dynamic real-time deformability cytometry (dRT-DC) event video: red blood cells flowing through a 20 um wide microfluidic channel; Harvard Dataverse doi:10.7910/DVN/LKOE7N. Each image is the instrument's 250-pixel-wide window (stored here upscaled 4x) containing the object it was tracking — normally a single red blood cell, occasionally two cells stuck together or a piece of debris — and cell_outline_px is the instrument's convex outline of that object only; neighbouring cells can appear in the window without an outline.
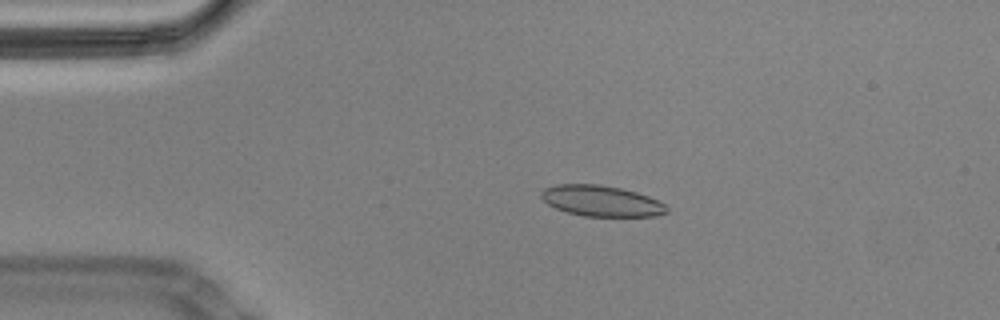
{"species": "Egyptian fruit bat (a non-hibernating species)", "species_latin": "Rousettus aegyptiacus", "temperature_condition": "cold", "stored_images_in_passage": 58, "camera_frame_rate_fps": 3000, "um_per_image_px": 0.085, "animal": {"sex": "male"}, "frame": {"image": 1, "passage_image": 12, "time_ms": 3.667, "image_size_px": [1000, 320], "cell_outline_px": [[668, 212], [656, 216], [584, 216], [568, 212], [556, 208], [548, 204], [540, 196], [540, 192], [544, 188], [556, 184], [600, 184], [620, 188], [636, 192], [648, 196], [664, 204], [668, 208]], "centroid_in_image_um": [51.1, 17.07], "position_along_channel_um": 33.9, "area_um2": 22.48}}
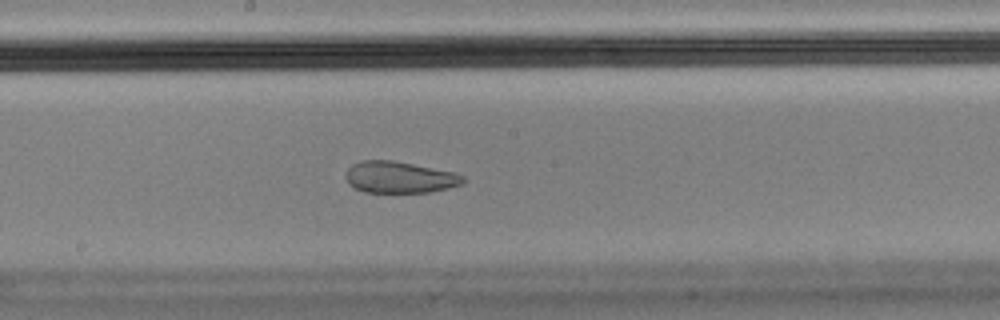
{"frame": {"image": 2, "passage_image": 31, "time_ms": 10.0, "image_size_px": [1000, 320], "cell_outline_px": [[464, 184], [448, 188], [428, 192], [364, 192], [348, 184], [344, 176], [348, 168], [352, 164], [364, 160], [392, 160], [456, 172], [464, 176]], "centroid_in_image_um": [33.96, 15.06], "position_along_channel_um": 214.2, "area_um2": 21.68}}
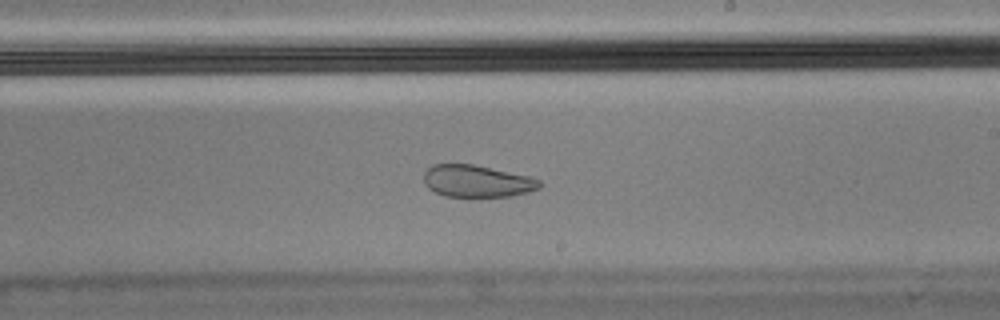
{"frame": {"image": 3, "passage_image": 34, "time_ms": 11.0, "image_size_px": [1000, 320], "cell_outline_px": [[544, 184], [540, 188], [528, 192], [512, 196], [444, 196], [428, 188], [424, 184], [424, 172], [432, 164], [472, 164], [528, 176], [540, 180]], "centroid_in_image_um": [40.54, 15.4], "position_along_channel_um": 248.5, "area_um2": 21.56}, "authors_computed_cell_mechanics": {"area_um2": 23.3801, "velocity_mm_per_s": 3.4394, "shape_relaxation_time_tau1_ms": null, "shape_relaxation_time_tau2_ms": 1.4952, "deformation_change_tau1": null, "deformation_change_tau2": 0.0588}}